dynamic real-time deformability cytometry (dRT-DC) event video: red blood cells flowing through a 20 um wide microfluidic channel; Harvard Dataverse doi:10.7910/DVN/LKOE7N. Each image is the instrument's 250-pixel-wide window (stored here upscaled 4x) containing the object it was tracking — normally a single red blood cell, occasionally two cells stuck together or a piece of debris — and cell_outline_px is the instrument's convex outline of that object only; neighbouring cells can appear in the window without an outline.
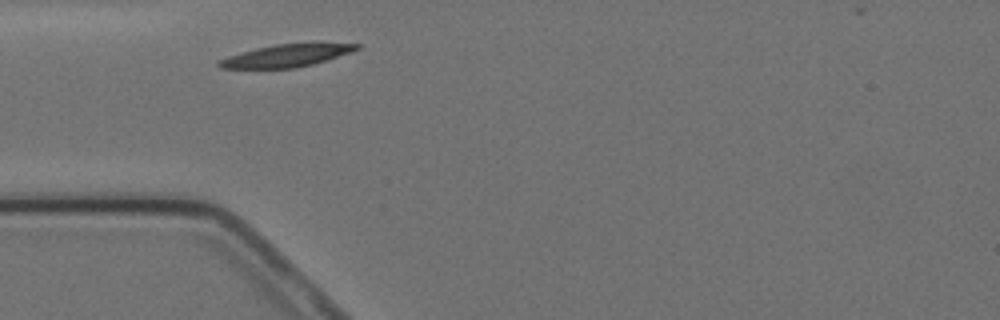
{"species": "Egyptian fruit bat (a non-hibernating species)", "species_latin": "Rousettus aegyptiacus", "temperature_condition": "cold", "stored_images_in_passage": 3, "camera_frame_rate_fps": 3000, "um_per_image_px": 0.085, "animal": {"sex": "female"}, "frame": {"image": 1, "passage_image": 1, "time_ms": 0.0, "image_size_px": [1000, 320], "cell_outline_px": [[360, 48], [312, 64], [296, 68], [220, 68], [216, 64], [220, 60], [228, 56], [256, 48], [276, 44], [320, 40], [360, 44]], "centroid_in_image_um": [24.43, 4.67], "position_along_channel_um": 60.6, "area_um2": 18.5}}
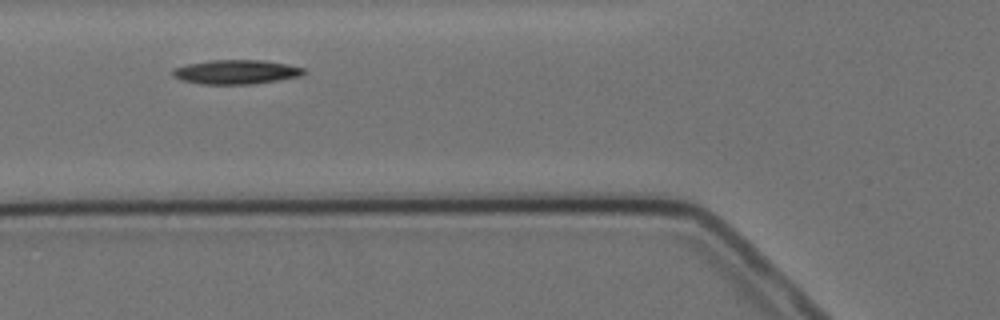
{"frame": {"image": 2, "passage_image": 2, "time_ms": 1.333, "image_size_px": [1000, 320], "cell_outline_px": [[308, 72], [300, 76], [252, 84], [200, 84], [180, 80], [172, 76], [172, 68], [188, 64], [212, 60], [260, 60], [288, 64], [304, 68]], "centroid_in_image_um": [20.05, 6.12], "position_along_channel_um": 105.8, "area_um2": 18.55}}
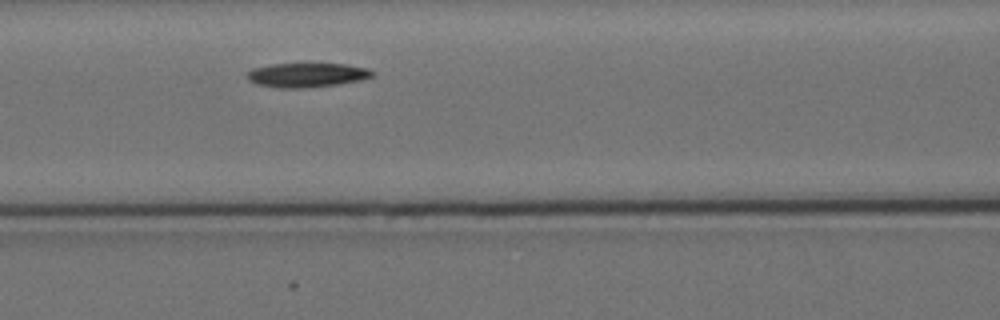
{"frame": {"image": 3, "passage_image": 3, "time_ms": 2.333, "image_size_px": [1000, 320], "cell_outline_px": [[372, 76], [360, 80], [336, 84], [304, 88], [280, 88], [256, 84], [248, 80], [248, 72], [252, 68], [272, 64], [348, 64], [368, 68], [372, 72]], "centroid_in_image_um": [26.06, 6.37], "position_along_channel_um": 140.5, "area_um2": 17.51}}